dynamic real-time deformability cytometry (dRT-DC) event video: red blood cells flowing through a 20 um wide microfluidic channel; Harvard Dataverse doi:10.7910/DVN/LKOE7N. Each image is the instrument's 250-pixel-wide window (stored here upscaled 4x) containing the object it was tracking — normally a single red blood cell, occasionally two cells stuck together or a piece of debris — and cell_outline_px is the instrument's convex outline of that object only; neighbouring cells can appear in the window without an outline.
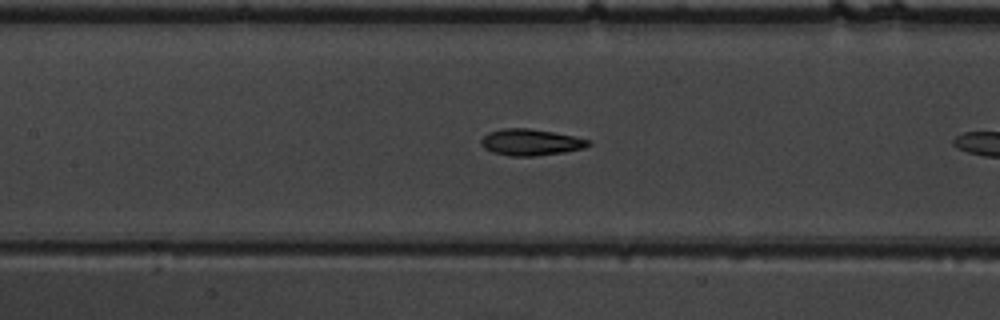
{"species": "common noctule bat (a hibernating species)", "species_latin": "Nyctalus noctula", "temperature_condition": "warm", "stored_images_in_passage": 34, "camera_frame_rate_fps": 3000, "um_per_image_px": 0.085, "animal": {"sex": "male", "body_mass_g": 19.5, "forearm_length_mm": 54.6}, "frame": {"image": 1, "passage_image": 10, "time_ms": 3.0, "image_size_px": [1000, 320], "cell_outline_px": [[592, 144], [584, 148], [564, 152], [536, 156], [508, 156], [492, 152], [484, 148], [480, 144], [480, 140], [488, 132], [504, 128], [528, 128], [552, 132], [592, 140]], "centroid_in_image_um": [45.1, 12.1], "position_along_channel_um": 162.3, "area_um2": 16.59}}